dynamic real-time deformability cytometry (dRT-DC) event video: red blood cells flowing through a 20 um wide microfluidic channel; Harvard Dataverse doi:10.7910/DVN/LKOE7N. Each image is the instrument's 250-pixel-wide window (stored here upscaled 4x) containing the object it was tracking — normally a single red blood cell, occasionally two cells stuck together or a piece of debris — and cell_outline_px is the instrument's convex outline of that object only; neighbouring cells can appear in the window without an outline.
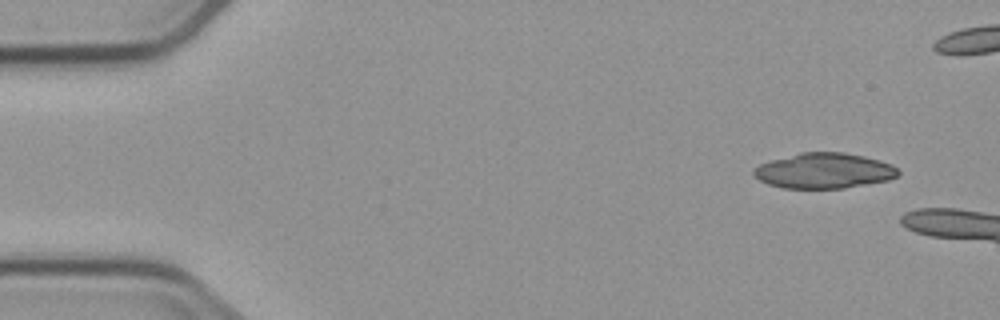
{"species": "common noctule bat (a hibernating species)", "species_latin": "Nyctalus noctula", "temperature_condition": "cold", "stored_images_in_passage": 4, "camera_frame_rate_fps": 3000, "um_per_image_px": 0.085, "animal": {"sex": "male", "body_mass_g": 23.1, "forearm_length_mm": 52.7}, "frame": {"image": 1, "passage_image": 1, "time_ms": 0.0, "image_size_px": [1000, 320], "cell_outline_px": [[900, 172], [896, 176], [888, 180], [844, 188], [784, 188], [768, 184], [760, 180], [752, 172], [760, 164], [772, 160], [800, 152], [844, 152], [864, 156], [880, 160], [892, 164]], "centroid_in_image_um": [70.07, 14.51], "position_along_channel_um": 14.9, "area_um2": 29.59}}